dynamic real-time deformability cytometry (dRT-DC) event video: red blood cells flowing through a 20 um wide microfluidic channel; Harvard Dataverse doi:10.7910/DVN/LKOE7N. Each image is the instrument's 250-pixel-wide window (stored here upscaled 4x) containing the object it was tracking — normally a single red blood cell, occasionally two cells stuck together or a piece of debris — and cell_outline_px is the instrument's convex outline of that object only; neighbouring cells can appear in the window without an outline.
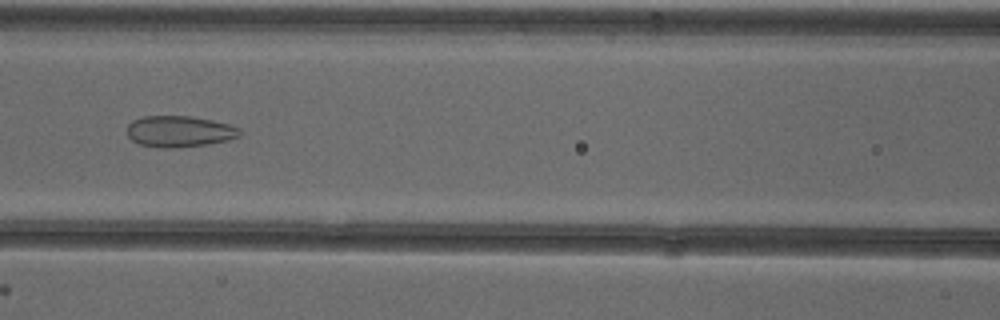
{"species": "common noctule bat (a hibernating species)", "species_latin": "Nyctalus noctula", "temperature_condition": "cold", "stored_images_in_passage": 39, "camera_frame_rate_fps": 3000, "um_per_image_px": 0.085, "animal": {"sex": "female"}, "frame": {"image": 1, "passage_image": 10, "time_ms": 3.0, "image_size_px": [1000, 320], "cell_outline_px": [[240, 136], [228, 140], [208, 144], [176, 148], [168, 148], [140, 144], [132, 140], [128, 136], [128, 124], [132, 120], [144, 116], [188, 116], [212, 120], [228, 124], [240, 128]], "centroid_in_image_um": [15.26, 11.17], "position_along_channel_um": 151.3, "area_um2": 20.4}}
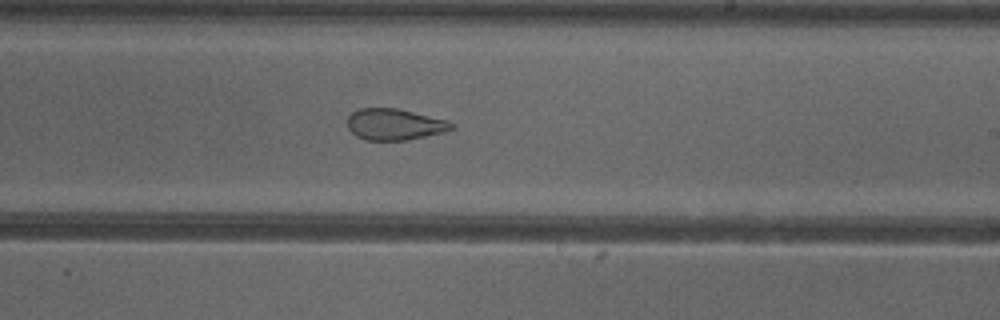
{"frame": {"image": 2, "passage_image": 18, "time_ms": 5.667, "image_size_px": [1000, 320], "cell_outline_px": [[456, 128], [444, 132], [408, 140], [368, 140], [356, 136], [348, 128], [348, 116], [352, 112], [360, 108], [396, 108], [448, 120], [456, 124]], "centroid_in_image_um": [33.58, 10.57], "position_along_channel_um": 255.4, "area_um2": 19.07}}
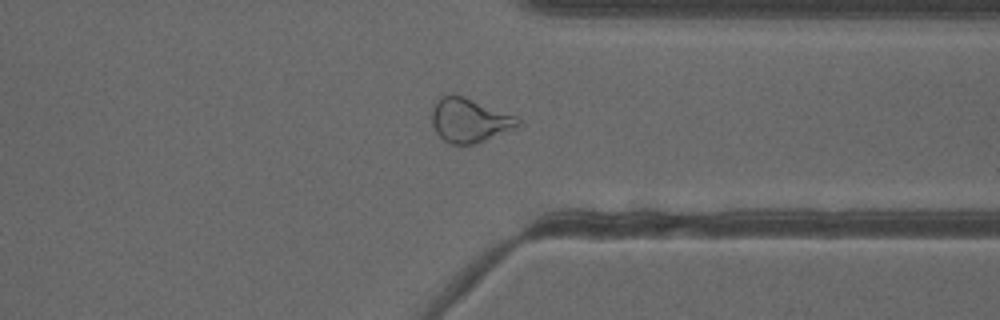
{"frame": {"image": 3, "passage_image": 27, "time_ms": 8.667, "image_size_px": [1000, 320], "cell_outline_px": [[520, 124], [512, 128], [484, 140], [472, 144], [448, 144], [436, 132], [432, 124], [432, 108], [436, 100], [440, 96], [464, 96], [516, 116], [520, 120]], "centroid_in_image_um": [39.85, 10.22], "position_along_channel_um": 371.5, "area_um2": 21.62}, "authors_computed_cell_mechanics": {"area_um2": 21.9062, "velocity_mm_per_s": 3.9271, "shape_relaxation_time_tau1_ms": null, "shape_relaxation_time_tau2_ms": 1.902, "deformation_change_tau1": null, "deformation_change_tau2": 0.0971}}